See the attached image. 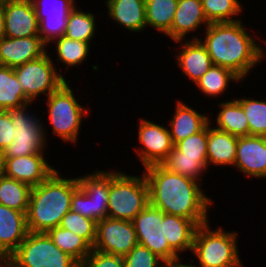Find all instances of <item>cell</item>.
Returning a JSON list of instances; mask_svg holds the SVG:
<instances>
[{
    "label": "cell",
    "mask_w": 266,
    "mask_h": 267,
    "mask_svg": "<svg viewBox=\"0 0 266 267\" xmlns=\"http://www.w3.org/2000/svg\"><path fill=\"white\" fill-rule=\"evenodd\" d=\"M53 243L82 265L92 247L79 235L60 226L46 232Z\"/></svg>",
    "instance_id": "4dcf8cb0"
},
{
    "label": "cell",
    "mask_w": 266,
    "mask_h": 267,
    "mask_svg": "<svg viewBox=\"0 0 266 267\" xmlns=\"http://www.w3.org/2000/svg\"><path fill=\"white\" fill-rule=\"evenodd\" d=\"M175 53L176 65L181 69L183 76L193 82V85L213 66L212 59L206 47L200 40H180Z\"/></svg>",
    "instance_id": "d6986e66"
},
{
    "label": "cell",
    "mask_w": 266,
    "mask_h": 267,
    "mask_svg": "<svg viewBox=\"0 0 266 267\" xmlns=\"http://www.w3.org/2000/svg\"><path fill=\"white\" fill-rule=\"evenodd\" d=\"M27 103L30 101L19 85L14 69L0 65V110L8 111Z\"/></svg>",
    "instance_id": "f546056e"
},
{
    "label": "cell",
    "mask_w": 266,
    "mask_h": 267,
    "mask_svg": "<svg viewBox=\"0 0 266 267\" xmlns=\"http://www.w3.org/2000/svg\"><path fill=\"white\" fill-rule=\"evenodd\" d=\"M234 167L247 178L266 179V139L263 136L238 137Z\"/></svg>",
    "instance_id": "5bb4252c"
},
{
    "label": "cell",
    "mask_w": 266,
    "mask_h": 267,
    "mask_svg": "<svg viewBox=\"0 0 266 267\" xmlns=\"http://www.w3.org/2000/svg\"><path fill=\"white\" fill-rule=\"evenodd\" d=\"M231 82H240L241 86L244 81L230 69L213 65L194 85L205 97L218 100L219 96L228 93Z\"/></svg>",
    "instance_id": "4316f807"
},
{
    "label": "cell",
    "mask_w": 266,
    "mask_h": 267,
    "mask_svg": "<svg viewBox=\"0 0 266 267\" xmlns=\"http://www.w3.org/2000/svg\"><path fill=\"white\" fill-rule=\"evenodd\" d=\"M31 188L6 175L0 177V205L27 213Z\"/></svg>",
    "instance_id": "836d02e7"
},
{
    "label": "cell",
    "mask_w": 266,
    "mask_h": 267,
    "mask_svg": "<svg viewBox=\"0 0 266 267\" xmlns=\"http://www.w3.org/2000/svg\"><path fill=\"white\" fill-rule=\"evenodd\" d=\"M219 110L216 119H211L210 124L220 131L241 137L249 136V124L241 104L234 98L217 103ZM213 120V121H212ZM215 120V121H214ZM216 122V124L212 123ZM215 125V126H214Z\"/></svg>",
    "instance_id": "484cf974"
},
{
    "label": "cell",
    "mask_w": 266,
    "mask_h": 267,
    "mask_svg": "<svg viewBox=\"0 0 266 267\" xmlns=\"http://www.w3.org/2000/svg\"><path fill=\"white\" fill-rule=\"evenodd\" d=\"M149 186L150 204L166 214L193 220L198 226L210 220L212 198L207 197L202 183L168 171L161 164L144 168Z\"/></svg>",
    "instance_id": "6da1fadb"
},
{
    "label": "cell",
    "mask_w": 266,
    "mask_h": 267,
    "mask_svg": "<svg viewBox=\"0 0 266 267\" xmlns=\"http://www.w3.org/2000/svg\"><path fill=\"white\" fill-rule=\"evenodd\" d=\"M109 21L119 24L132 33L144 32L146 25L145 0H105Z\"/></svg>",
    "instance_id": "7402d4cb"
},
{
    "label": "cell",
    "mask_w": 266,
    "mask_h": 267,
    "mask_svg": "<svg viewBox=\"0 0 266 267\" xmlns=\"http://www.w3.org/2000/svg\"><path fill=\"white\" fill-rule=\"evenodd\" d=\"M261 40H263V43L266 46V40L265 39H262V38H261ZM263 49H266V47H263ZM264 58H266V51L265 50H263V59Z\"/></svg>",
    "instance_id": "7dc6e473"
},
{
    "label": "cell",
    "mask_w": 266,
    "mask_h": 267,
    "mask_svg": "<svg viewBox=\"0 0 266 267\" xmlns=\"http://www.w3.org/2000/svg\"><path fill=\"white\" fill-rule=\"evenodd\" d=\"M137 244L132 221L106 217L97 222L96 240L92 249L124 257Z\"/></svg>",
    "instance_id": "7c38bea8"
},
{
    "label": "cell",
    "mask_w": 266,
    "mask_h": 267,
    "mask_svg": "<svg viewBox=\"0 0 266 267\" xmlns=\"http://www.w3.org/2000/svg\"><path fill=\"white\" fill-rule=\"evenodd\" d=\"M72 81H65L56 91L49 94L44 100L52 132L64 143L76 145L79 140L83 119L88 117L89 108H85L76 98Z\"/></svg>",
    "instance_id": "5b68a950"
},
{
    "label": "cell",
    "mask_w": 266,
    "mask_h": 267,
    "mask_svg": "<svg viewBox=\"0 0 266 267\" xmlns=\"http://www.w3.org/2000/svg\"><path fill=\"white\" fill-rule=\"evenodd\" d=\"M8 259L14 267H81L61 251L46 232H29Z\"/></svg>",
    "instance_id": "ba28073f"
},
{
    "label": "cell",
    "mask_w": 266,
    "mask_h": 267,
    "mask_svg": "<svg viewBox=\"0 0 266 267\" xmlns=\"http://www.w3.org/2000/svg\"><path fill=\"white\" fill-rule=\"evenodd\" d=\"M163 235L169 246L179 255L192 251L198 225L191 219L164 213Z\"/></svg>",
    "instance_id": "cb8c5ba5"
},
{
    "label": "cell",
    "mask_w": 266,
    "mask_h": 267,
    "mask_svg": "<svg viewBox=\"0 0 266 267\" xmlns=\"http://www.w3.org/2000/svg\"><path fill=\"white\" fill-rule=\"evenodd\" d=\"M201 0H178L174 20L170 31L165 35L172 41L198 40L195 32L208 27ZM189 35L192 37L190 38Z\"/></svg>",
    "instance_id": "2e32d148"
},
{
    "label": "cell",
    "mask_w": 266,
    "mask_h": 267,
    "mask_svg": "<svg viewBox=\"0 0 266 267\" xmlns=\"http://www.w3.org/2000/svg\"><path fill=\"white\" fill-rule=\"evenodd\" d=\"M51 55L53 56L47 51L40 58L14 68L19 85L32 103L38 98L41 100L42 95L47 97L67 81L61 68H56V63L53 61L55 59H52Z\"/></svg>",
    "instance_id": "9c48e42d"
},
{
    "label": "cell",
    "mask_w": 266,
    "mask_h": 267,
    "mask_svg": "<svg viewBox=\"0 0 266 267\" xmlns=\"http://www.w3.org/2000/svg\"><path fill=\"white\" fill-rule=\"evenodd\" d=\"M44 155L46 154L5 158V175L31 187L39 185L56 170Z\"/></svg>",
    "instance_id": "e0dca14e"
},
{
    "label": "cell",
    "mask_w": 266,
    "mask_h": 267,
    "mask_svg": "<svg viewBox=\"0 0 266 267\" xmlns=\"http://www.w3.org/2000/svg\"><path fill=\"white\" fill-rule=\"evenodd\" d=\"M137 129L136 138L140 146L134 148L141 166L145 168L161 164L174 148L167 125L164 126L143 117L139 119Z\"/></svg>",
    "instance_id": "8fae6325"
},
{
    "label": "cell",
    "mask_w": 266,
    "mask_h": 267,
    "mask_svg": "<svg viewBox=\"0 0 266 267\" xmlns=\"http://www.w3.org/2000/svg\"><path fill=\"white\" fill-rule=\"evenodd\" d=\"M149 203V186L144 173L137 176L117 169L109 171L107 217L132 221Z\"/></svg>",
    "instance_id": "8992f818"
},
{
    "label": "cell",
    "mask_w": 266,
    "mask_h": 267,
    "mask_svg": "<svg viewBox=\"0 0 266 267\" xmlns=\"http://www.w3.org/2000/svg\"><path fill=\"white\" fill-rule=\"evenodd\" d=\"M5 37V14L3 11V0H0V39Z\"/></svg>",
    "instance_id": "7bdbcfd3"
},
{
    "label": "cell",
    "mask_w": 266,
    "mask_h": 267,
    "mask_svg": "<svg viewBox=\"0 0 266 267\" xmlns=\"http://www.w3.org/2000/svg\"><path fill=\"white\" fill-rule=\"evenodd\" d=\"M82 237L92 248L96 240L97 222L72 210L68 211L59 225Z\"/></svg>",
    "instance_id": "8d00e7d4"
},
{
    "label": "cell",
    "mask_w": 266,
    "mask_h": 267,
    "mask_svg": "<svg viewBox=\"0 0 266 267\" xmlns=\"http://www.w3.org/2000/svg\"><path fill=\"white\" fill-rule=\"evenodd\" d=\"M201 2L209 24L241 20L237 16L244 11L243 4L239 0H201Z\"/></svg>",
    "instance_id": "e575fe53"
},
{
    "label": "cell",
    "mask_w": 266,
    "mask_h": 267,
    "mask_svg": "<svg viewBox=\"0 0 266 267\" xmlns=\"http://www.w3.org/2000/svg\"><path fill=\"white\" fill-rule=\"evenodd\" d=\"M14 127L9 111L0 110V150H5L13 140Z\"/></svg>",
    "instance_id": "b9f144b4"
},
{
    "label": "cell",
    "mask_w": 266,
    "mask_h": 267,
    "mask_svg": "<svg viewBox=\"0 0 266 267\" xmlns=\"http://www.w3.org/2000/svg\"><path fill=\"white\" fill-rule=\"evenodd\" d=\"M51 44L55 46L54 50L57 56V62H61L66 67L64 70L68 73V69L71 67H78L83 65L89 58L91 43L82 42L79 40H73L62 36L54 40Z\"/></svg>",
    "instance_id": "f1b7e54d"
},
{
    "label": "cell",
    "mask_w": 266,
    "mask_h": 267,
    "mask_svg": "<svg viewBox=\"0 0 266 267\" xmlns=\"http://www.w3.org/2000/svg\"><path fill=\"white\" fill-rule=\"evenodd\" d=\"M28 233L26 213L0 205V258L8 259Z\"/></svg>",
    "instance_id": "ffe728a7"
},
{
    "label": "cell",
    "mask_w": 266,
    "mask_h": 267,
    "mask_svg": "<svg viewBox=\"0 0 266 267\" xmlns=\"http://www.w3.org/2000/svg\"><path fill=\"white\" fill-rule=\"evenodd\" d=\"M182 260L183 259L177 260L173 264L168 265V267H197L195 266V263L194 264L192 263L193 261H196V260H192L190 263L186 261L183 262Z\"/></svg>",
    "instance_id": "ee69618b"
},
{
    "label": "cell",
    "mask_w": 266,
    "mask_h": 267,
    "mask_svg": "<svg viewBox=\"0 0 266 267\" xmlns=\"http://www.w3.org/2000/svg\"><path fill=\"white\" fill-rule=\"evenodd\" d=\"M174 146L181 151V156L207 157V126Z\"/></svg>",
    "instance_id": "f35d334b"
},
{
    "label": "cell",
    "mask_w": 266,
    "mask_h": 267,
    "mask_svg": "<svg viewBox=\"0 0 266 267\" xmlns=\"http://www.w3.org/2000/svg\"><path fill=\"white\" fill-rule=\"evenodd\" d=\"M241 104L249 124V135H266V99L235 97Z\"/></svg>",
    "instance_id": "d590c367"
},
{
    "label": "cell",
    "mask_w": 266,
    "mask_h": 267,
    "mask_svg": "<svg viewBox=\"0 0 266 267\" xmlns=\"http://www.w3.org/2000/svg\"><path fill=\"white\" fill-rule=\"evenodd\" d=\"M78 176L79 187L93 199L95 221L98 222L107 217L109 195V170H92Z\"/></svg>",
    "instance_id": "d4e9b609"
},
{
    "label": "cell",
    "mask_w": 266,
    "mask_h": 267,
    "mask_svg": "<svg viewBox=\"0 0 266 267\" xmlns=\"http://www.w3.org/2000/svg\"><path fill=\"white\" fill-rule=\"evenodd\" d=\"M5 37L39 36V22L31 0H3Z\"/></svg>",
    "instance_id": "9a60e30c"
},
{
    "label": "cell",
    "mask_w": 266,
    "mask_h": 267,
    "mask_svg": "<svg viewBox=\"0 0 266 267\" xmlns=\"http://www.w3.org/2000/svg\"><path fill=\"white\" fill-rule=\"evenodd\" d=\"M81 267H124V260L122 256L92 249Z\"/></svg>",
    "instance_id": "ab89813d"
},
{
    "label": "cell",
    "mask_w": 266,
    "mask_h": 267,
    "mask_svg": "<svg viewBox=\"0 0 266 267\" xmlns=\"http://www.w3.org/2000/svg\"><path fill=\"white\" fill-rule=\"evenodd\" d=\"M238 136L207 125V167H233L235 164Z\"/></svg>",
    "instance_id": "603a6c76"
},
{
    "label": "cell",
    "mask_w": 266,
    "mask_h": 267,
    "mask_svg": "<svg viewBox=\"0 0 266 267\" xmlns=\"http://www.w3.org/2000/svg\"><path fill=\"white\" fill-rule=\"evenodd\" d=\"M76 6L68 15L66 31L64 36L69 39L93 43L98 25L96 17L92 12Z\"/></svg>",
    "instance_id": "d6a6232c"
},
{
    "label": "cell",
    "mask_w": 266,
    "mask_h": 267,
    "mask_svg": "<svg viewBox=\"0 0 266 267\" xmlns=\"http://www.w3.org/2000/svg\"><path fill=\"white\" fill-rule=\"evenodd\" d=\"M164 212L152 206L150 203L132 220L136 231L138 244H141L167 265L182 259L168 244L163 235Z\"/></svg>",
    "instance_id": "30bf717a"
},
{
    "label": "cell",
    "mask_w": 266,
    "mask_h": 267,
    "mask_svg": "<svg viewBox=\"0 0 266 267\" xmlns=\"http://www.w3.org/2000/svg\"><path fill=\"white\" fill-rule=\"evenodd\" d=\"M161 165L168 171L183 175L202 183L208 173L207 157L181 156L175 146ZM205 173V174H204Z\"/></svg>",
    "instance_id": "83f0119b"
},
{
    "label": "cell",
    "mask_w": 266,
    "mask_h": 267,
    "mask_svg": "<svg viewBox=\"0 0 266 267\" xmlns=\"http://www.w3.org/2000/svg\"><path fill=\"white\" fill-rule=\"evenodd\" d=\"M174 108L175 111L167 124L174 145L203 130L210 123V114L208 117L180 99L176 101Z\"/></svg>",
    "instance_id": "44dd1931"
},
{
    "label": "cell",
    "mask_w": 266,
    "mask_h": 267,
    "mask_svg": "<svg viewBox=\"0 0 266 267\" xmlns=\"http://www.w3.org/2000/svg\"><path fill=\"white\" fill-rule=\"evenodd\" d=\"M33 104L30 102L8 110L14 127V135L11 144L4 150L5 158L46 153L45 150L50 141L47 136L48 132H46L49 127L46 128L42 122L44 120L29 111Z\"/></svg>",
    "instance_id": "52a82bcc"
},
{
    "label": "cell",
    "mask_w": 266,
    "mask_h": 267,
    "mask_svg": "<svg viewBox=\"0 0 266 267\" xmlns=\"http://www.w3.org/2000/svg\"><path fill=\"white\" fill-rule=\"evenodd\" d=\"M0 267H14V265L9 259L0 258Z\"/></svg>",
    "instance_id": "bcb514c9"
},
{
    "label": "cell",
    "mask_w": 266,
    "mask_h": 267,
    "mask_svg": "<svg viewBox=\"0 0 266 267\" xmlns=\"http://www.w3.org/2000/svg\"><path fill=\"white\" fill-rule=\"evenodd\" d=\"M39 22V36L48 47L64 36L69 13L79 4L76 0H31Z\"/></svg>",
    "instance_id": "4fadbf2b"
},
{
    "label": "cell",
    "mask_w": 266,
    "mask_h": 267,
    "mask_svg": "<svg viewBox=\"0 0 266 267\" xmlns=\"http://www.w3.org/2000/svg\"><path fill=\"white\" fill-rule=\"evenodd\" d=\"M123 260L124 267H168L160 257L141 244H137Z\"/></svg>",
    "instance_id": "74e56055"
},
{
    "label": "cell",
    "mask_w": 266,
    "mask_h": 267,
    "mask_svg": "<svg viewBox=\"0 0 266 267\" xmlns=\"http://www.w3.org/2000/svg\"><path fill=\"white\" fill-rule=\"evenodd\" d=\"M5 175V155L4 151L0 150V177Z\"/></svg>",
    "instance_id": "f6af8a7d"
},
{
    "label": "cell",
    "mask_w": 266,
    "mask_h": 267,
    "mask_svg": "<svg viewBox=\"0 0 266 267\" xmlns=\"http://www.w3.org/2000/svg\"><path fill=\"white\" fill-rule=\"evenodd\" d=\"M241 20L210 23L198 40L206 47L213 65L230 69L245 80L263 59V40L257 42ZM260 42V43H259Z\"/></svg>",
    "instance_id": "7a4b0ae2"
},
{
    "label": "cell",
    "mask_w": 266,
    "mask_h": 267,
    "mask_svg": "<svg viewBox=\"0 0 266 267\" xmlns=\"http://www.w3.org/2000/svg\"><path fill=\"white\" fill-rule=\"evenodd\" d=\"M71 210L84 217L95 220L93 199H91L80 187L73 193Z\"/></svg>",
    "instance_id": "60d3db41"
},
{
    "label": "cell",
    "mask_w": 266,
    "mask_h": 267,
    "mask_svg": "<svg viewBox=\"0 0 266 267\" xmlns=\"http://www.w3.org/2000/svg\"><path fill=\"white\" fill-rule=\"evenodd\" d=\"M146 25L166 35L174 20L178 0H145Z\"/></svg>",
    "instance_id": "1f68e13d"
},
{
    "label": "cell",
    "mask_w": 266,
    "mask_h": 267,
    "mask_svg": "<svg viewBox=\"0 0 266 267\" xmlns=\"http://www.w3.org/2000/svg\"><path fill=\"white\" fill-rule=\"evenodd\" d=\"M48 51L40 36L0 39V65L15 68L40 58Z\"/></svg>",
    "instance_id": "ac0fdd59"
},
{
    "label": "cell",
    "mask_w": 266,
    "mask_h": 267,
    "mask_svg": "<svg viewBox=\"0 0 266 267\" xmlns=\"http://www.w3.org/2000/svg\"><path fill=\"white\" fill-rule=\"evenodd\" d=\"M211 228L210 221L199 225L194 235L191 253L197 267H244L239 255L237 231L222 226Z\"/></svg>",
    "instance_id": "277c9868"
},
{
    "label": "cell",
    "mask_w": 266,
    "mask_h": 267,
    "mask_svg": "<svg viewBox=\"0 0 266 267\" xmlns=\"http://www.w3.org/2000/svg\"><path fill=\"white\" fill-rule=\"evenodd\" d=\"M78 188L77 177H65L58 169L33 186L26 213L29 232H47L59 226L63 216L71 210L72 196Z\"/></svg>",
    "instance_id": "3957f363"
}]
</instances>
